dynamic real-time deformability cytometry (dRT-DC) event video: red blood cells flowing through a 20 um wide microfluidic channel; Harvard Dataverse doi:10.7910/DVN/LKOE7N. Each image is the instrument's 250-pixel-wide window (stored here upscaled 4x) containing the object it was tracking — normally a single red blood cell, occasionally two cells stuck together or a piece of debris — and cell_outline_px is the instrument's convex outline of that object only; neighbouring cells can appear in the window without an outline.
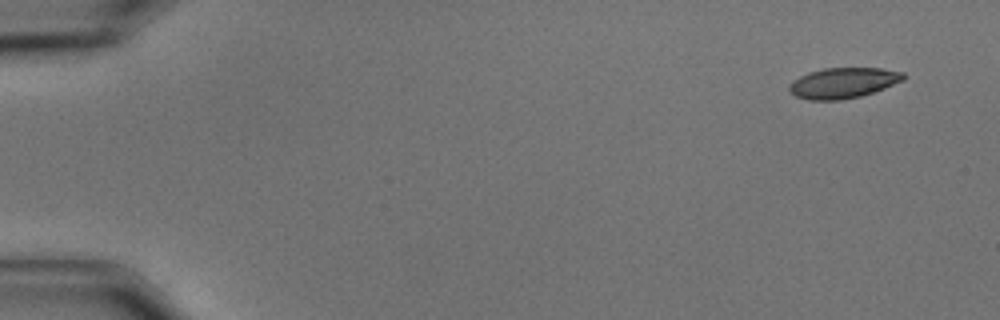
{"species": "common noctule bat (a hibernating species)", "species_latin": "Nyctalus noctula", "temperature_condition": "cold", "stored_images_in_passage": 55, "camera_frame_rate_fps": 3000, "um_per_image_px": 0.085, "animal": {"sex": "male", "body_mass_g": 15.6}, "frame": {"image": 1, "passage_image": 1, "time_ms": 0.0, "image_size_px": [1000, 320], "cell_outline_px": [[908, 76], [904, 80], [884, 88], [860, 96], [840, 100], [808, 100], [796, 96], [788, 88], [788, 84], [792, 80], [808, 72], [824, 68], [880, 68], [904, 72]], "centroid_in_image_um": [71.67, 7.04], "position_along_channel_um": 13.3, "area_um2": 20.4}}
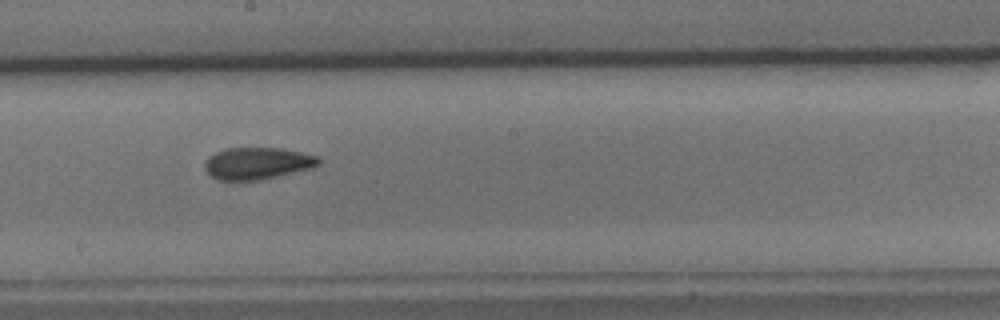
{"frame": {"image": 2, "passage_image": 30, "time_ms": 9.667, "image_size_px": [1000, 320], "cell_outline_px": [[320, 164], [312, 168], [260, 180], [216, 180], [204, 168], [204, 164], [208, 156], [224, 148], [280, 148], [320, 156]], "centroid_in_image_um": [21.87, 13.88], "position_along_channel_um": 226.3, "area_um2": 21.27}}
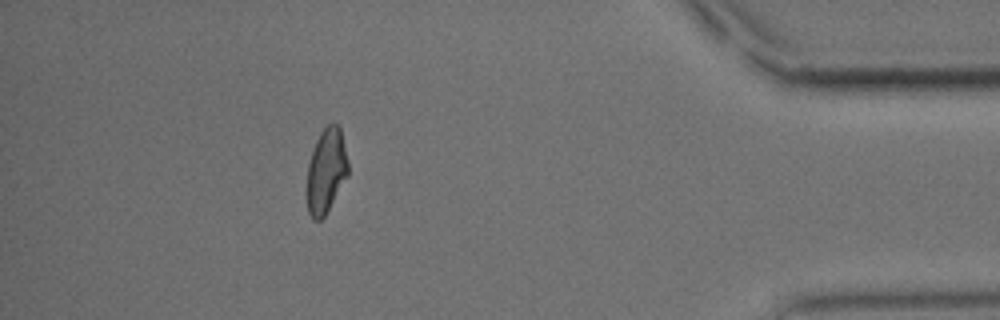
{"frame": {"image": 3, "passage_image": 49, "time_ms": 16.0, "image_size_px": [1000, 320], "cell_outline_px": [[348, 176], [324, 216], [320, 220], [312, 220], [308, 212], [308, 164], [312, 148], [320, 132], [328, 124], [336, 124], [340, 128], [348, 160]], "centroid_in_image_um": [27.73, 14.51], "position_along_channel_um": 407.5, "area_um2": 20.11}, "authors_computed_cell_mechanics": {"area_um2": 21.097, "velocity_mm_per_s": 3.5375, "shape_relaxation_time_tau1_ms": 8.7407, "shape_relaxation_time_tau2_ms": 2.5934, "deformation_change_tau1": 0.1766, "deformation_change_tau2": 0.0838}}